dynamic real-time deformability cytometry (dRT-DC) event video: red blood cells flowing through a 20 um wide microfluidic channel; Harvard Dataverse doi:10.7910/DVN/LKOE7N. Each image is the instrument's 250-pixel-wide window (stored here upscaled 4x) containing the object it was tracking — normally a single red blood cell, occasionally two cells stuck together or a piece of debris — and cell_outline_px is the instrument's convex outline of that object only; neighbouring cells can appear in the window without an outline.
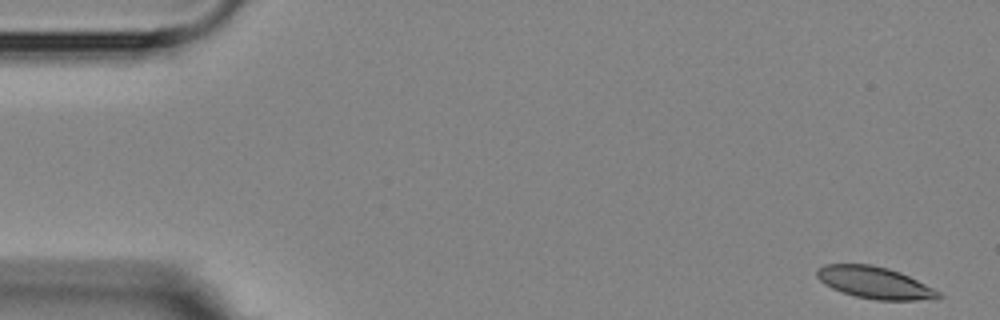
{"species": "Egyptian fruit bat (a non-hibernating species)", "species_latin": "Rousettus aegyptiacus", "temperature_condition": "room temperature", "stored_images_in_passage": 4, "camera_frame_rate_fps": 3000, "um_per_image_px": 0.085, "animal": {"sex": "female"}, "frame": {"image": 1, "passage_image": 1, "time_ms": 0.0, "image_size_px": [1000, 320], "cell_outline_px": [[944, 296], [936, 300], [876, 300], [856, 296], [832, 288], [824, 284], [816, 276], [816, 268], [824, 264], [872, 264], [888, 268], [900, 272], [940, 292]], "centroid_in_image_um": [74.35, 24.02], "position_along_channel_um": 10.7, "area_um2": 22.6}}